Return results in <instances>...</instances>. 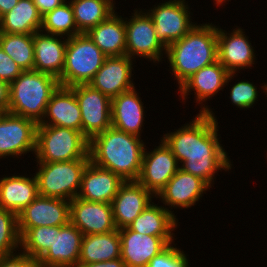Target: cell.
Returning a JSON list of instances; mask_svg holds the SVG:
<instances>
[{
	"label": "cell",
	"mask_w": 267,
	"mask_h": 267,
	"mask_svg": "<svg viewBox=\"0 0 267 267\" xmlns=\"http://www.w3.org/2000/svg\"><path fill=\"white\" fill-rule=\"evenodd\" d=\"M203 105L192 122L161 138L176 157L180 168L201 178L211 188L215 173L221 169L230 170L232 164L219 143L221 141L218 138L220 135L215 114L207 105Z\"/></svg>",
	"instance_id": "1"
},
{
	"label": "cell",
	"mask_w": 267,
	"mask_h": 267,
	"mask_svg": "<svg viewBox=\"0 0 267 267\" xmlns=\"http://www.w3.org/2000/svg\"><path fill=\"white\" fill-rule=\"evenodd\" d=\"M145 147L141 137L111 126L89 141L90 161L123 181H137Z\"/></svg>",
	"instance_id": "2"
},
{
	"label": "cell",
	"mask_w": 267,
	"mask_h": 267,
	"mask_svg": "<svg viewBox=\"0 0 267 267\" xmlns=\"http://www.w3.org/2000/svg\"><path fill=\"white\" fill-rule=\"evenodd\" d=\"M200 25L166 47L164 54L179 87L201 68L218 61L217 26Z\"/></svg>",
	"instance_id": "3"
},
{
	"label": "cell",
	"mask_w": 267,
	"mask_h": 267,
	"mask_svg": "<svg viewBox=\"0 0 267 267\" xmlns=\"http://www.w3.org/2000/svg\"><path fill=\"white\" fill-rule=\"evenodd\" d=\"M59 86V80L52 75L35 70L23 71L9 84L8 112L39 123L51 95Z\"/></svg>",
	"instance_id": "4"
},
{
	"label": "cell",
	"mask_w": 267,
	"mask_h": 267,
	"mask_svg": "<svg viewBox=\"0 0 267 267\" xmlns=\"http://www.w3.org/2000/svg\"><path fill=\"white\" fill-rule=\"evenodd\" d=\"M35 155L44 163L90 159L89 140L71 128L38 125Z\"/></svg>",
	"instance_id": "5"
},
{
	"label": "cell",
	"mask_w": 267,
	"mask_h": 267,
	"mask_svg": "<svg viewBox=\"0 0 267 267\" xmlns=\"http://www.w3.org/2000/svg\"><path fill=\"white\" fill-rule=\"evenodd\" d=\"M105 58L86 33L67 38L64 69L58 79L60 86L89 84Z\"/></svg>",
	"instance_id": "6"
},
{
	"label": "cell",
	"mask_w": 267,
	"mask_h": 267,
	"mask_svg": "<svg viewBox=\"0 0 267 267\" xmlns=\"http://www.w3.org/2000/svg\"><path fill=\"white\" fill-rule=\"evenodd\" d=\"M90 159L62 162H37L35 176L40 196L61 198L68 201L76 198L84 169Z\"/></svg>",
	"instance_id": "7"
},
{
	"label": "cell",
	"mask_w": 267,
	"mask_h": 267,
	"mask_svg": "<svg viewBox=\"0 0 267 267\" xmlns=\"http://www.w3.org/2000/svg\"><path fill=\"white\" fill-rule=\"evenodd\" d=\"M80 106L82 134L90 141L112 126L111 99L89 84L69 87Z\"/></svg>",
	"instance_id": "8"
},
{
	"label": "cell",
	"mask_w": 267,
	"mask_h": 267,
	"mask_svg": "<svg viewBox=\"0 0 267 267\" xmlns=\"http://www.w3.org/2000/svg\"><path fill=\"white\" fill-rule=\"evenodd\" d=\"M133 11L132 18L125 19L126 55L132 59L137 55L154 63L161 62L166 47L156 36L152 17L147 11Z\"/></svg>",
	"instance_id": "9"
},
{
	"label": "cell",
	"mask_w": 267,
	"mask_h": 267,
	"mask_svg": "<svg viewBox=\"0 0 267 267\" xmlns=\"http://www.w3.org/2000/svg\"><path fill=\"white\" fill-rule=\"evenodd\" d=\"M186 0H169L147 10L153 19L156 36L165 46L182 39L197 23L191 21Z\"/></svg>",
	"instance_id": "10"
},
{
	"label": "cell",
	"mask_w": 267,
	"mask_h": 267,
	"mask_svg": "<svg viewBox=\"0 0 267 267\" xmlns=\"http://www.w3.org/2000/svg\"><path fill=\"white\" fill-rule=\"evenodd\" d=\"M38 123L8 111L0 115V159L36 151ZM19 155V156H18Z\"/></svg>",
	"instance_id": "11"
},
{
	"label": "cell",
	"mask_w": 267,
	"mask_h": 267,
	"mask_svg": "<svg viewBox=\"0 0 267 267\" xmlns=\"http://www.w3.org/2000/svg\"><path fill=\"white\" fill-rule=\"evenodd\" d=\"M20 237L30 228L64 226L70 222V201L38 196L17 215Z\"/></svg>",
	"instance_id": "12"
},
{
	"label": "cell",
	"mask_w": 267,
	"mask_h": 267,
	"mask_svg": "<svg viewBox=\"0 0 267 267\" xmlns=\"http://www.w3.org/2000/svg\"><path fill=\"white\" fill-rule=\"evenodd\" d=\"M159 146L143 154L141 171L137 181L155 196L180 168L170 148L160 140Z\"/></svg>",
	"instance_id": "13"
},
{
	"label": "cell",
	"mask_w": 267,
	"mask_h": 267,
	"mask_svg": "<svg viewBox=\"0 0 267 267\" xmlns=\"http://www.w3.org/2000/svg\"><path fill=\"white\" fill-rule=\"evenodd\" d=\"M83 236L71 222L53 226L52 245L36 263L45 267H77Z\"/></svg>",
	"instance_id": "14"
},
{
	"label": "cell",
	"mask_w": 267,
	"mask_h": 267,
	"mask_svg": "<svg viewBox=\"0 0 267 267\" xmlns=\"http://www.w3.org/2000/svg\"><path fill=\"white\" fill-rule=\"evenodd\" d=\"M121 259L126 267H147L149 261L169 244L173 236H150L132 231L129 227L119 229Z\"/></svg>",
	"instance_id": "15"
},
{
	"label": "cell",
	"mask_w": 267,
	"mask_h": 267,
	"mask_svg": "<svg viewBox=\"0 0 267 267\" xmlns=\"http://www.w3.org/2000/svg\"><path fill=\"white\" fill-rule=\"evenodd\" d=\"M217 52L218 61L230 73L252 67L256 59L255 51L244 29L238 26L231 33L217 27Z\"/></svg>",
	"instance_id": "16"
},
{
	"label": "cell",
	"mask_w": 267,
	"mask_h": 267,
	"mask_svg": "<svg viewBox=\"0 0 267 267\" xmlns=\"http://www.w3.org/2000/svg\"><path fill=\"white\" fill-rule=\"evenodd\" d=\"M70 222L83 235L102 234L117 229L111 203L90 202L78 197L70 201Z\"/></svg>",
	"instance_id": "17"
},
{
	"label": "cell",
	"mask_w": 267,
	"mask_h": 267,
	"mask_svg": "<svg viewBox=\"0 0 267 267\" xmlns=\"http://www.w3.org/2000/svg\"><path fill=\"white\" fill-rule=\"evenodd\" d=\"M132 58L127 55L106 57L103 65L89 82L111 100L119 94L134 88Z\"/></svg>",
	"instance_id": "18"
},
{
	"label": "cell",
	"mask_w": 267,
	"mask_h": 267,
	"mask_svg": "<svg viewBox=\"0 0 267 267\" xmlns=\"http://www.w3.org/2000/svg\"><path fill=\"white\" fill-rule=\"evenodd\" d=\"M153 196L138 181H124L111 202L116 228L128 227L152 203Z\"/></svg>",
	"instance_id": "19"
},
{
	"label": "cell",
	"mask_w": 267,
	"mask_h": 267,
	"mask_svg": "<svg viewBox=\"0 0 267 267\" xmlns=\"http://www.w3.org/2000/svg\"><path fill=\"white\" fill-rule=\"evenodd\" d=\"M209 185L199 177L185 172L181 168L174 174L168 183L155 196L163 204L171 207L191 208L201 199Z\"/></svg>",
	"instance_id": "20"
},
{
	"label": "cell",
	"mask_w": 267,
	"mask_h": 267,
	"mask_svg": "<svg viewBox=\"0 0 267 267\" xmlns=\"http://www.w3.org/2000/svg\"><path fill=\"white\" fill-rule=\"evenodd\" d=\"M123 182L114 172L89 161L77 197L90 202L111 203Z\"/></svg>",
	"instance_id": "21"
},
{
	"label": "cell",
	"mask_w": 267,
	"mask_h": 267,
	"mask_svg": "<svg viewBox=\"0 0 267 267\" xmlns=\"http://www.w3.org/2000/svg\"><path fill=\"white\" fill-rule=\"evenodd\" d=\"M236 73H230L219 61L201 68L188 78L180 87L182 100L188 99L189 92L195 91L196 102L203 104L228 85Z\"/></svg>",
	"instance_id": "22"
},
{
	"label": "cell",
	"mask_w": 267,
	"mask_h": 267,
	"mask_svg": "<svg viewBox=\"0 0 267 267\" xmlns=\"http://www.w3.org/2000/svg\"><path fill=\"white\" fill-rule=\"evenodd\" d=\"M59 37L63 40L61 41ZM65 38L42 31L34 33L33 70L52 75L59 79L65 64V51L67 46V38Z\"/></svg>",
	"instance_id": "23"
},
{
	"label": "cell",
	"mask_w": 267,
	"mask_h": 267,
	"mask_svg": "<svg viewBox=\"0 0 267 267\" xmlns=\"http://www.w3.org/2000/svg\"><path fill=\"white\" fill-rule=\"evenodd\" d=\"M38 125L60 126L82 132L80 106L69 87L59 86L51 95L44 117Z\"/></svg>",
	"instance_id": "24"
},
{
	"label": "cell",
	"mask_w": 267,
	"mask_h": 267,
	"mask_svg": "<svg viewBox=\"0 0 267 267\" xmlns=\"http://www.w3.org/2000/svg\"><path fill=\"white\" fill-rule=\"evenodd\" d=\"M135 87L111 100L112 127L129 134L141 136L144 106Z\"/></svg>",
	"instance_id": "25"
},
{
	"label": "cell",
	"mask_w": 267,
	"mask_h": 267,
	"mask_svg": "<svg viewBox=\"0 0 267 267\" xmlns=\"http://www.w3.org/2000/svg\"><path fill=\"white\" fill-rule=\"evenodd\" d=\"M39 196L36 176H5L0 179V208L18 215Z\"/></svg>",
	"instance_id": "26"
},
{
	"label": "cell",
	"mask_w": 267,
	"mask_h": 267,
	"mask_svg": "<svg viewBox=\"0 0 267 267\" xmlns=\"http://www.w3.org/2000/svg\"><path fill=\"white\" fill-rule=\"evenodd\" d=\"M116 13L86 32L106 57L126 55L125 19Z\"/></svg>",
	"instance_id": "27"
},
{
	"label": "cell",
	"mask_w": 267,
	"mask_h": 267,
	"mask_svg": "<svg viewBox=\"0 0 267 267\" xmlns=\"http://www.w3.org/2000/svg\"><path fill=\"white\" fill-rule=\"evenodd\" d=\"M121 258L119 230L84 235L78 263H95Z\"/></svg>",
	"instance_id": "28"
},
{
	"label": "cell",
	"mask_w": 267,
	"mask_h": 267,
	"mask_svg": "<svg viewBox=\"0 0 267 267\" xmlns=\"http://www.w3.org/2000/svg\"><path fill=\"white\" fill-rule=\"evenodd\" d=\"M173 212L152 202L128 227L132 231L150 236H174L172 231L176 230L178 219Z\"/></svg>",
	"instance_id": "29"
},
{
	"label": "cell",
	"mask_w": 267,
	"mask_h": 267,
	"mask_svg": "<svg viewBox=\"0 0 267 267\" xmlns=\"http://www.w3.org/2000/svg\"><path fill=\"white\" fill-rule=\"evenodd\" d=\"M42 16L32 0L18 4L0 17L1 33L33 35L41 31Z\"/></svg>",
	"instance_id": "30"
},
{
	"label": "cell",
	"mask_w": 267,
	"mask_h": 267,
	"mask_svg": "<svg viewBox=\"0 0 267 267\" xmlns=\"http://www.w3.org/2000/svg\"><path fill=\"white\" fill-rule=\"evenodd\" d=\"M113 0H70L74 12V19L80 33L103 22L115 12Z\"/></svg>",
	"instance_id": "31"
},
{
	"label": "cell",
	"mask_w": 267,
	"mask_h": 267,
	"mask_svg": "<svg viewBox=\"0 0 267 267\" xmlns=\"http://www.w3.org/2000/svg\"><path fill=\"white\" fill-rule=\"evenodd\" d=\"M0 48L14 60L23 71L33 70V35L1 33Z\"/></svg>",
	"instance_id": "32"
},
{
	"label": "cell",
	"mask_w": 267,
	"mask_h": 267,
	"mask_svg": "<svg viewBox=\"0 0 267 267\" xmlns=\"http://www.w3.org/2000/svg\"><path fill=\"white\" fill-rule=\"evenodd\" d=\"M41 31L52 35L67 36V38L80 34L69 1L42 16Z\"/></svg>",
	"instance_id": "33"
},
{
	"label": "cell",
	"mask_w": 267,
	"mask_h": 267,
	"mask_svg": "<svg viewBox=\"0 0 267 267\" xmlns=\"http://www.w3.org/2000/svg\"><path fill=\"white\" fill-rule=\"evenodd\" d=\"M53 226H40L28 229L20 237V252L37 261L52 245Z\"/></svg>",
	"instance_id": "34"
},
{
	"label": "cell",
	"mask_w": 267,
	"mask_h": 267,
	"mask_svg": "<svg viewBox=\"0 0 267 267\" xmlns=\"http://www.w3.org/2000/svg\"><path fill=\"white\" fill-rule=\"evenodd\" d=\"M19 247L17 214L0 208V257L14 253Z\"/></svg>",
	"instance_id": "35"
},
{
	"label": "cell",
	"mask_w": 267,
	"mask_h": 267,
	"mask_svg": "<svg viewBox=\"0 0 267 267\" xmlns=\"http://www.w3.org/2000/svg\"><path fill=\"white\" fill-rule=\"evenodd\" d=\"M171 243L158 255L154 256L147 267H190L186 254Z\"/></svg>",
	"instance_id": "36"
},
{
	"label": "cell",
	"mask_w": 267,
	"mask_h": 267,
	"mask_svg": "<svg viewBox=\"0 0 267 267\" xmlns=\"http://www.w3.org/2000/svg\"><path fill=\"white\" fill-rule=\"evenodd\" d=\"M230 91V98L233 105L238 108H250L258 99L257 87L249 81H239L232 85Z\"/></svg>",
	"instance_id": "37"
},
{
	"label": "cell",
	"mask_w": 267,
	"mask_h": 267,
	"mask_svg": "<svg viewBox=\"0 0 267 267\" xmlns=\"http://www.w3.org/2000/svg\"><path fill=\"white\" fill-rule=\"evenodd\" d=\"M22 72L17 63L0 48V80L10 84Z\"/></svg>",
	"instance_id": "38"
},
{
	"label": "cell",
	"mask_w": 267,
	"mask_h": 267,
	"mask_svg": "<svg viewBox=\"0 0 267 267\" xmlns=\"http://www.w3.org/2000/svg\"><path fill=\"white\" fill-rule=\"evenodd\" d=\"M12 253L0 257V267H32L36 261L26 253Z\"/></svg>",
	"instance_id": "39"
},
{
	"label": "cell",
	"mask_w": 267,
	"mask_h": 267,
	"mask_svg": "<svg viewBox=\"0 0 267 267\" xmlns=\"http://www.w3.org/2000/svg\"><path fill=\"white\" fill-rule=\"evenodd\" d=\"M66 1L67 0H32L41 16H44L46 13L54 10Z\"/></svg>",
	"instance_id": "40"
},
{
	"label": "cell",
	"mask_w": 267,
	"mask_h": 267,
	"mask_svg": "<svg viewBox=\"0 0 267 267\" xmlns=\"http://www.w3.org/2000/svg\"><path fill=\"white\" fill-rule=\"evenodd\" d=\"M77 267H126L124 261L121 258L95 262V263H78Z\"/></svg>",
	"instance_id": "41"
},
{
	"label": "cell",
	"mask_w": 267,
	"mask_h": 267,
	"mask_svg": "<svg viewBox=\"0 0 267 267\" xmlns=\"http://www.w3.org/2000/svg\"><path fill=\"white\" fill-rule=\"evenodd\" d=\"M0 110H9V84L0 80Z\"/></svg>",
	"instance_id": "42"
},
{
	"label": "cell",
	"mask_w": 267,
	"mask_h": 267,
	"mask_svg": "<svg viewBox=\"0 0 267 267\" xmlns=\"http://www.w3.org/2000/svg\"><path fill=\"white\" fill-rule=\"evenodd\" d=\"M19 0H0V17L13 9Z\"/></svg>",
	"instance_id": "43"
},
{
	"label": "cell",
	"mask_w": 267,
	"mask_h": 267,
	"mask_svg": "<svg viewBox=\"0 0 267 267\" xmlns=\"http://www.w3.org/2000/svg\"><path fill=\"white\" fill-rule=\"evenodd\" d=\"M214 1L216 2L214 4H217V6H219V5H222L224 2H226L227 0H214Z\"/></svg>",
	"instance_id": "44"
},
{
	"label": "cell",
	"mask_w": 267,
	"mask_h": 267,
	"mask_svg": "<svg viewBox=\"0 0 267 267\" xmlns=\"http://www.w3.org/2000/svg\"><path fill=\"white\" fill-rule=\"evenodd\" d=\"M262 88L265 90V91L263 90V92L266 93L265 95H267V84H264V85L262 86Z\"/></svg>",
	"instance_id": "45"
},
{
	"label": "cell",
	"mask_w": 267,
	"mask_h": 267,
	"mask_svg": "<svg viewBox=\"0 0 267 267\" xmlns=\"http://www.w3.org/2000/svg\"><path fill=\"white\" fill-rule=\"evenodd\" d=\"M32 267H45V266H41L38 263H35Z\"/></svg>",
	"instance_id": "46"
}]
</instances>
